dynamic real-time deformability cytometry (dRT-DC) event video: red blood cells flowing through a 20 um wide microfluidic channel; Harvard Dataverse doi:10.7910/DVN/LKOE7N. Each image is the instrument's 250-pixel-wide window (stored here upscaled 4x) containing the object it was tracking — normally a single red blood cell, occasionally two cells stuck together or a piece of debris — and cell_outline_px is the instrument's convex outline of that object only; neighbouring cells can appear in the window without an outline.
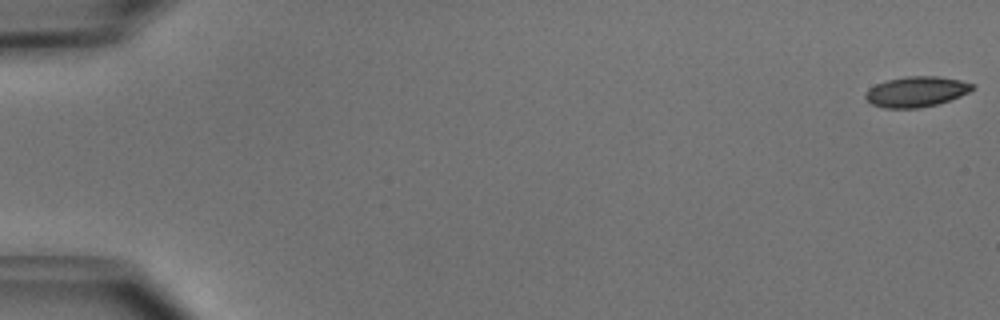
{"species": "common noctule bat (a hibernating species)", "species_latin": "Nyctalus noctula", "temperature_condition": "cold", "stored_images_in_passage": 51, "camera_frame_rate_fps": 3000, "um_per_image_px": 0.085, "animal": {"sex": "male", "body_mass_g": 15.6}, "frame": {"image": 1, "passage_image": 1, "time_ms": 0.0, "image_size_px": [1000, 320], "cell_outline_px": [[976, 88], [960, 96], [936, 104], [920, 108], [884, 108], [872, 104], [864, 96], [864, 92], [868, 88], [876, 84], [888, 80], [904, 76], [940, 76], [960, 80], [976, 84]], "centroid_in_image_um": [77.89, 7.78], "position_along_channel_um": 7.1, "area_um2": 19.07}}
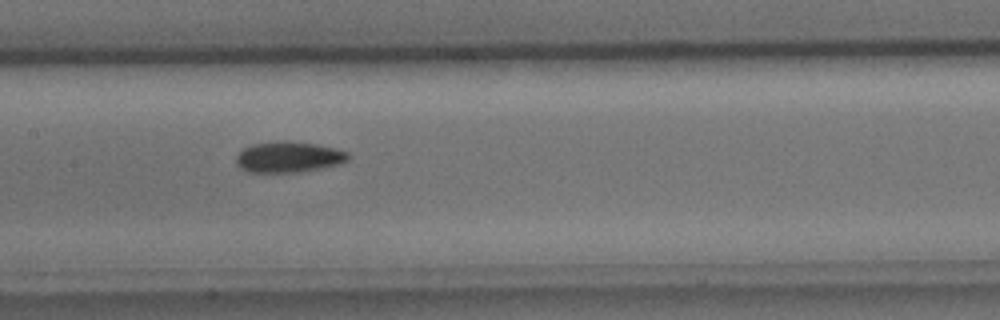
{"frame": {"image": 2, "passage_image": 26, "time_ms": 8.333, "image_size_px": [1000, 320], "cell_outline_px": [[348, 160], [340, 164], [320, 168], [296, 172], [248, 172], [240, 168], [236, 164], [236, 156], [244, 148], [252, 144], [284, 140], [316, 144], [336, 148], [348, 152]], "centroid_in_image_um": [24.52, 13.34], "position_along_channel_um": 182.9, "area_um2": 20.11}}
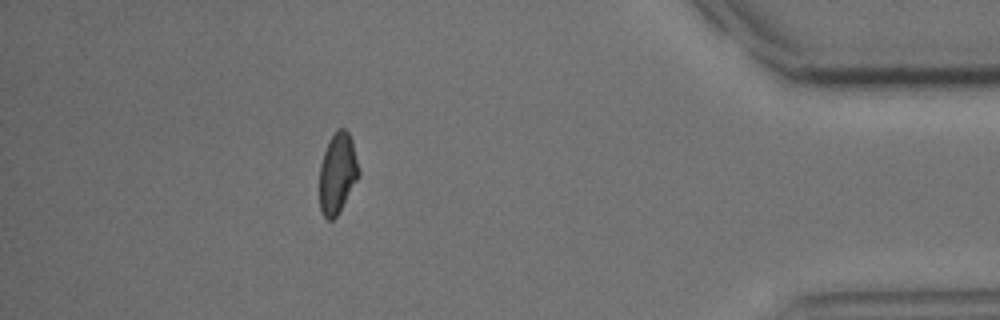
{"frame": {"image": 3, "passage_image": 46, "time_ms": 15.0, "image_size_px": [1000, 320], "cell_outline_px": [[360, 176], [336, 216], [332, 220], [328, 220], [324, 216], [320, 208], [320, 164], [324, 152], [336, 128], [344, 128], [348, 132], [352, 140], [360, 172]], "centroid_in_image_um": [28.7, 14.71], "position_along_channel_um": 406.5, "area_um2": 18.26}, "authors_computed_cell_mechanics": {"area_um2": 19.5942, "velocity_mm_per_s": 3.988, "shape_relaxation_time_tau1_ms": 3.1543, "shape_relaxation_time_tau2_ms": 3.2892, "deformation_change_tau1": 0.1037, "deformation_change_tau2": 0.0744}}